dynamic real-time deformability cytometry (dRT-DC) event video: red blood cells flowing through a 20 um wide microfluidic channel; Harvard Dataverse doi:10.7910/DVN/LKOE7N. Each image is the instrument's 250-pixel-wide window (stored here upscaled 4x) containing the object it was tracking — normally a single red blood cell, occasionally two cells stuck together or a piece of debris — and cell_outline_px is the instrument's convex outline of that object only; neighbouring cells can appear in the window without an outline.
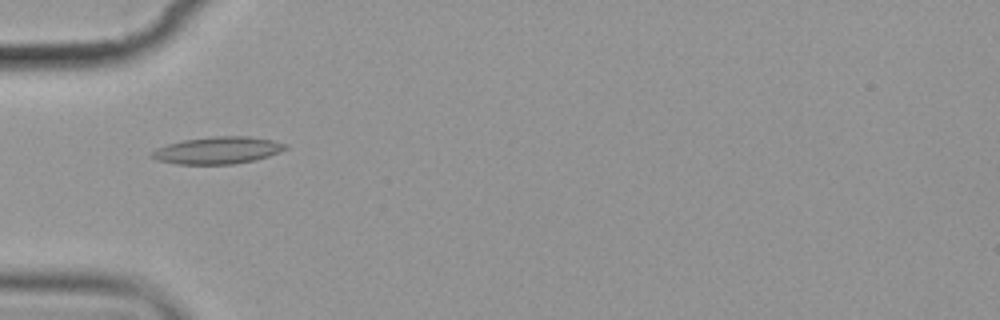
{"species": "common noctule bat (a hibernating species)", "species_latin": "Nyctalus noctula", "temperature_condition": "cold", "stored_images_in_passage": 9, "camera_frame_rate_fps": 3000, "um_per_image_px": 0.085, "animal": {"sex": "female", "body_mass_g": 19.9}, "frame": {"image": 1, "passage_image": 6, "time_ms": 6.0, "image_size_px": [1000, 320], "cell_outline_px": [[288, 148], [280, 152], [256, 160], [232, 164], [176, 164], [156, 160], [148, 156], [156, 148], [168, 144], [184, 140], [212, 136], [248, 136], [272, 140], [288, 144]], "centroid_in_image_um": [18.5, 12.78], "position_along_channel_um": 66.5, "area_um2": 21.21}}
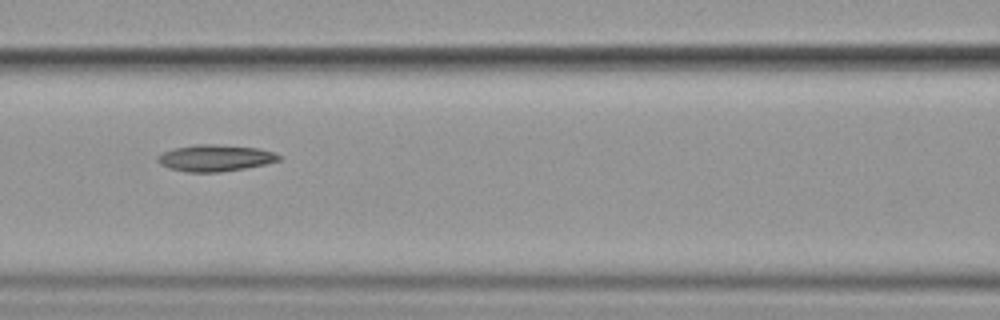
{"frame": {"image": 2, "passage_image": 8, "time_ms": 8.333, "image_size_px": [1000, 320], "cell_outline_px": [[284, 156], [280, 160], [264, 164], [244, 168], [220, 172], [188, 172], [168, 168], [160, 164], [156, 160], [156, 156], [172, 148], [196, 144], [212, 144], [256, 148], [272, 152]], "centroid_in_image_um": [18.25, 13.43], "position_along_channel_um": 148.4, "area_um2": 18.73}}
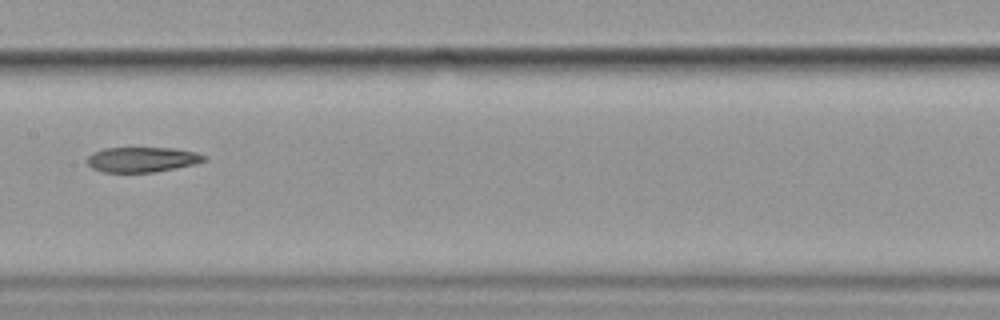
{"frame": {"image": 3, "passage_image": 9, "time_ms": 9.667, "image_size_px": [1000, 320], "cell_outline_px": [[208, 160], [196, 164], [176, 168], [152, 172], [104, 172], [92, 168], [88, 164], [88, 156], [92, 152], [104, 148], [172, 148], [196, 152], [204, 156]], "centroid_in_image_um": [12.09, 13.56], "position_along_channel_um": 195.3, "area_um2": 17.05}}